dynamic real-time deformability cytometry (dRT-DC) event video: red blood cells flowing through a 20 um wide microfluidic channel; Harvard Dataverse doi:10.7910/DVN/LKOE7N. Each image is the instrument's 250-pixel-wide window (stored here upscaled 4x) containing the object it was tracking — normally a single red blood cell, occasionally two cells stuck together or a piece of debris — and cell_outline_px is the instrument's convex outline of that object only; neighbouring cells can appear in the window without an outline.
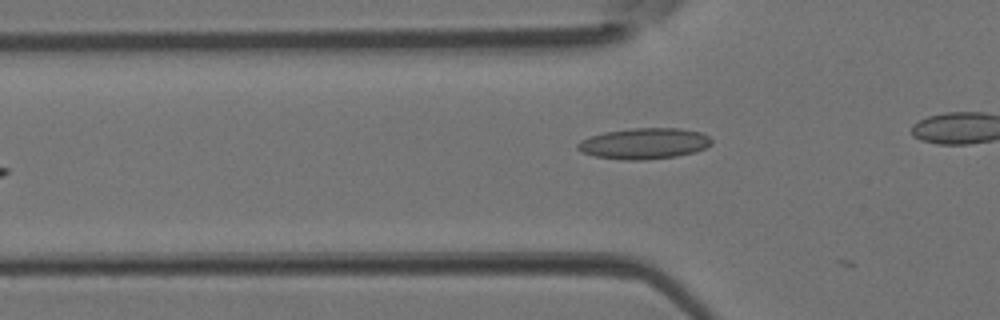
{"species": "Egyptian fruit bat (a non-hibernating species)", "species_latin": "Rousettus aegyptiacus", "temperature_condition": "room temperature", "stored_images_in_passage": 5, "camera_frame_rate_fps": 3000, "um_per_image_px": 0.085, "animal": {"sex": "female"}, "frame": {"image": 1, "passage_image": 4, "time_ms": 1.0, "image_size_px": [1000, 320], "cell_outline_px": [[712, 144], [696, 152], [676, 156], [644, 160], [620, 160], [596, 156], [584, 152], [576, 148], [576, 144], [580, 140], [604, 132], [632, 128], [680, 128], [700, 132], [708, 136], [712, 140]], "centroid_in_image_um": [54.77, 12.2], "position_along_channel_um": 71.0, "area_um2": 24.16}}